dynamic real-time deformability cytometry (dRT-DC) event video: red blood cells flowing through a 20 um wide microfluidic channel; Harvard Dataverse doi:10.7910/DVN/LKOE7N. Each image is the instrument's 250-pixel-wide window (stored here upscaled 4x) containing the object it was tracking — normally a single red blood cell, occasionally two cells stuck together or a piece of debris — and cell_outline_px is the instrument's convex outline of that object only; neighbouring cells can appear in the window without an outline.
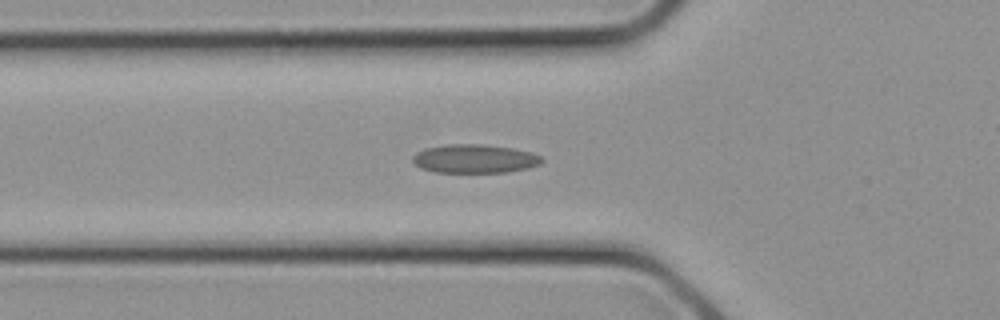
{"species": "common noctule bat (a hibernating species)", "species_latin": "Nyctalus noctula", "temperature_condition": "cold", "stored_images_in_passage": 28, "camera_frame_rate_fps": 3000, "um_per_image_px": 0.085, "animal": {"sex": "female", "body_mass_g": 21.9}, "frame": {"image": 1, "passage_image": 9, "time_ms": 2.667, "image_size_px": [1000, 320], "cell_outline_px": [[544, 160], [540, 164], [528, 168], [508, 172], [436, 172], [420, 168], [412, 160], [412, 156], [416, 152], [424, 148], [448, 144], [484, 144], [512, 148], [532, 152], [540, 156]], "centroid_in_image_um": [40.34, 13.48], "position_along_channel_um": 85.5, "area_um2": 21.68}}
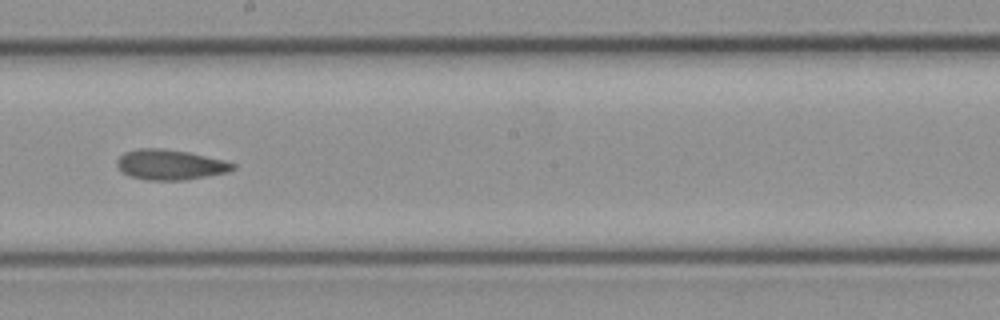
{"frame": {"image": 2, "passage_image": 15, "time_ms": 4.667, "image_size_px": [1000, 320], "cell_outline_px": [[236, 168], [228, 172], [184, 180], [148, 180], [128, 176], [120, 172], [116, 164], [116, 160], [124, 152], [140, 148], [160, 148], [188, 152], [224, 160], [236, 164]], "centroid_in_image_um": [14.43, 14.0], "position_along_channel_um": 233.8, "area_um2": 20.52}}
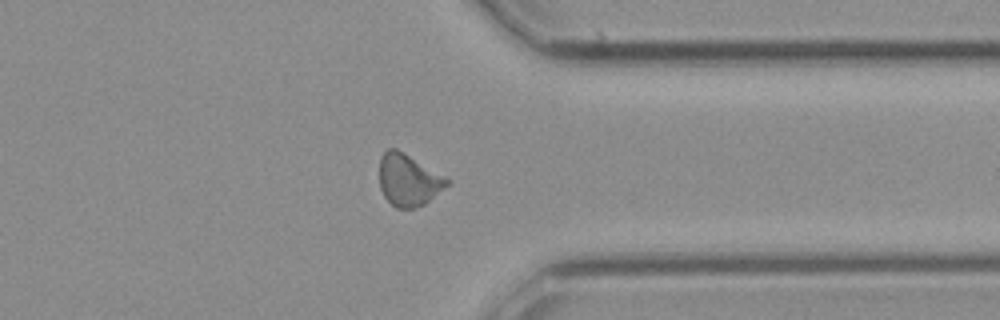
{"frame": {"image": 3, "passage_image": 21, "time_ms": 6.667, "image_size_px": [1000, 320], "cell_outline_px": [[452, 180], [444, 188], [424, 204], [412, 208], [396, 208], [384, 196], [380, 188], [380, 156], [388, 148], [396, 148], [404, 152]], "centroid_in_image_um": [34.71, 15.28], "position_along_channel_um": 376.7, "area_um2": 20.35}}